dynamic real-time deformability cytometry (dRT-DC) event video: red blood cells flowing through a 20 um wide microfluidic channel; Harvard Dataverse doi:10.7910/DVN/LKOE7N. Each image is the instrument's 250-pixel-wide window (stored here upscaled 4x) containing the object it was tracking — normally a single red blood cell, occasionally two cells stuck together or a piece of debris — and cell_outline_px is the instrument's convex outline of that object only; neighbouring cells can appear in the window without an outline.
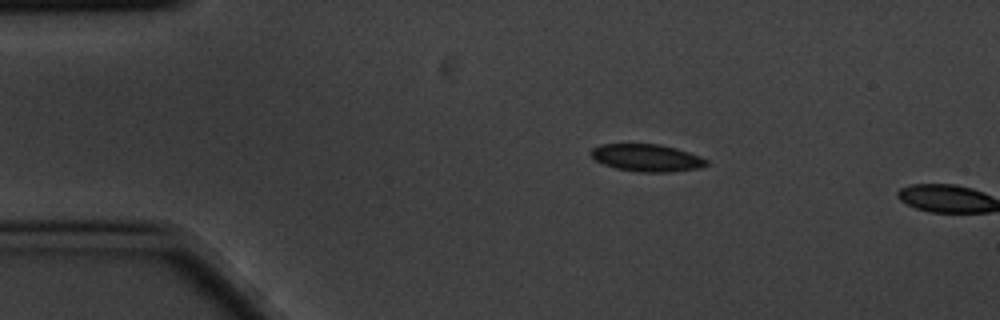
{"species": "common noctule bat (a hibernating species)", "species_latin": "Nyctalus noctula", "temperature_condition": "cold", "stored_images_in_passage": 3, "camera_frame_rate_fps": 3000, "um_per_image_px": 0.085, "animal": {"sex": "male", "body_mass_g": 20.1, "forearm_length_mm": 53.5}, "frame": {"image": 1, "passage_image": 2, "time_ms": 0.333, "image_size_px": [1000, 320], "cell_outline_px": [[708, 164], [700, 168], [668, 172], [640, 172], [616, 168], [604, 164], [596, 160], [588, 152], [592, 148], [600, 144], [660, 144], [676, 148], [700, 156], [708, 160]], "centroid_in_image_um": [54.97, 13.41], "position_along_channel_um": 30.0, "area_um2": 18.38}}